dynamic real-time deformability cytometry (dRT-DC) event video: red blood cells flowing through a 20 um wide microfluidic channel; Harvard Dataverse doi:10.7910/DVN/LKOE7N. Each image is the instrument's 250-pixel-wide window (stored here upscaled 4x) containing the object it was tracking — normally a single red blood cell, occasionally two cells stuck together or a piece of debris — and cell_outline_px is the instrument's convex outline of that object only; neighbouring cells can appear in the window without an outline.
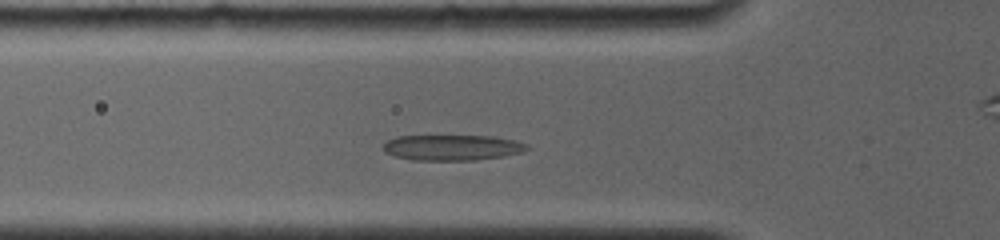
{"species": "common noctule bat (a hibernating species)", "species_latin": "Nyctalus noctula", "temperature_condition": "room temperature", "stored_images_in_passage": 8, "segment_of_instrument_passage": [1, 2], "camera_frame_rate_fps": 4000, "um_per_image_px": 0.085, "animal": {"sex": "female", "body_mass_g": 19.0, "forearm_length_mm": 56.7}, "frame": {"image": 1, "passage_image": 3, "time_ms": 2.0, "image_size_px": [1000, 240], "cell_outline_px": [[532, 148], [520, 152], [504, 156], [472, 160], [412, 160], [396, 156], [384, 152], [380, 148], [388, 140], [396, 136], [496, 136], [528, 144]], "centroid_in_image_um": [38.42, 12.54], "position_along_channel_um": 87.4, "area_um2": 21.5}}
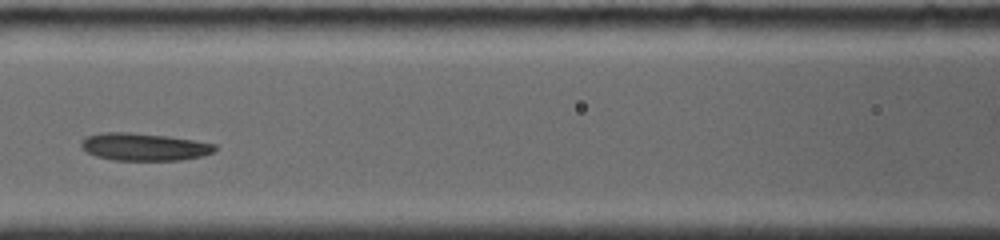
{"frame": {"image": 2, "passage_image": 5, "time_ms": 3.75, "image_size_px": [1000, 240], "cell_outline_px": [[216, 148], [212, 152], [200, 156], [180, 160], [112, 160], [96, 156], [88, 152], [80, 144], [88, 136], [104, 132], [128, 132], [168, 136], [216, 144]], "centroid_in_image_um": [12.25, 12.48], "position_along_channel_um": 154.4, "area_um2": 21.1}}
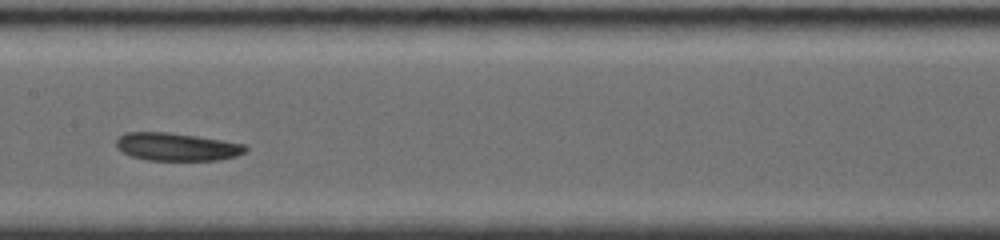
{"frame": {"image": 3, "passage_image": 6, "time_ms": 4.75, "image_size_px": [1000, 240], "cell_outline_px": [[248, 148], [244, 152], [236, 156], [220, 160], [148, 160], [132, 156], [116, 148], [116, 140], [124, 132], [168, 132], [196, 136], [244, 144]], "centroid_in_image_um": [15.0, 12.48], "position_along_channel_um": 192.4, "area_um2": 20.87}}